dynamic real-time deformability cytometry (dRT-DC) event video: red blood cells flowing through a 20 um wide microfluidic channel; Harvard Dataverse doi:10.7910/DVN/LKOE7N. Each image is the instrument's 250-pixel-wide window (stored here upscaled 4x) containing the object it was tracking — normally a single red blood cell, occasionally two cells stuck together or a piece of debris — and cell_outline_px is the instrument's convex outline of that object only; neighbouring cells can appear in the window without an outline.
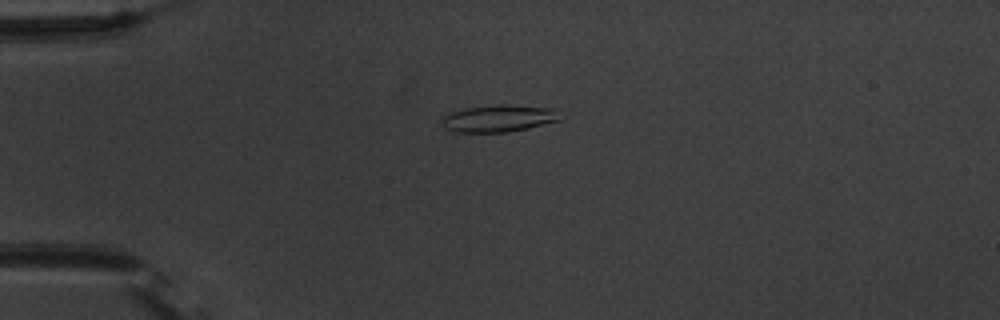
{"species": "common noctule bat (a hibernating species)", "species_latin": "Nyctalus noctula", "temperature_condition": "warm", "stored_images_in_passage": 43, "camera_frame_rate_fps": 3000, "um_per_image_px": 0.085, "animal": {"sex": "male", "body_mass_g": 20.1, "forearm_length_mm": 53.5}, "frame": {"image": 1, "passage_image": 3, "time_ms": 0.667, "image_size_px": [1000, 320], "cell_outline_px": [[568, 116], [564, 120], [528, 128], [508, 132], [456, 132], [444, 128], [440, 120], [440, 116], [448, 112], [464, 108], [496, 104], [504, 104], [560, 108]], "centroid_in_image_um": [42.51, 10.04], "position_along_channel_um": 42.5, "area_um2": 19.71}}
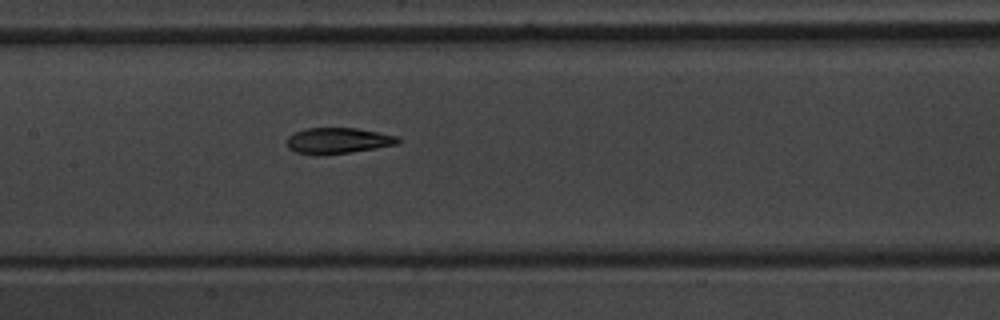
{"frame": {"image": 2, "passage_image": 16, "time_ms": 5.0, "image_size_px": [1000, 320], "cell_outline_px": [[400, 140], [396, 144], [376, 148], [324, 156], [320, 156], [296, 152], [288, 148], [288, 136], [292, 132], [308, 128], [356, 128], [396, 136]], "centroid_in_image_um": [28.66, 11.97], "position_along_channel_um": 178.7, "area_um2": 16.76}}
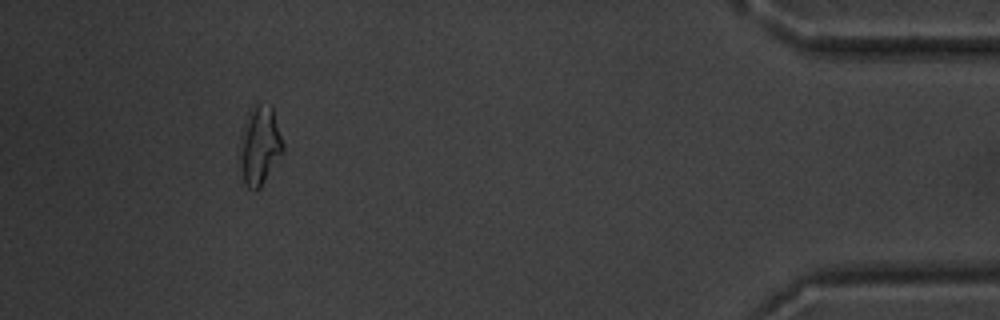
{"frame": {"image": 3, "passage_image": 39, "time_ms": 12.667, "image_size_px": [1000, 320], "cell_outline_px": [[284, 152], [260, 188], [256, 192], [248, 188], [244, 184], [240, 156], [240, 152], [244, 124], [248, 112], [256, 104], [272, 104], [284, 144]], "centroid_in_image_um": [22.12, 12.37], "position_along_channel_um": 413.1, "area_um2": 19.83}, "authors_computed_cell_mechanics": {"area_um2": 17.4556, "velocity_mm_per_s": 3.7903, "shape_relaxation_time_tau1_ms": 4.1762, "shape_relaxation_time_tau2_ms": 2.6515, "deformation_change_tau1": 0.1876, "deformation_change_tau2": 0.1024}}